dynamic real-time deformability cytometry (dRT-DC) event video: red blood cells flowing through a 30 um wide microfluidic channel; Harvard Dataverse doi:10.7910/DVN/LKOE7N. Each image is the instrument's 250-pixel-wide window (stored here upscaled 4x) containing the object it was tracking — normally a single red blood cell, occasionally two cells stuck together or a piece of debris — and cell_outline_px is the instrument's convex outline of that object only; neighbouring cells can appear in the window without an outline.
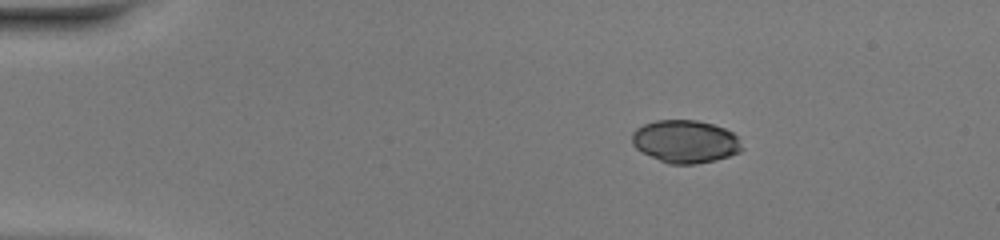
{"species": "common noctule bat (a hibernating species)", "species_latin": "Nyctalus noctula", "temperature_condition": "warm", "stored_images_in_passage": 43, "camera_frame_rate_fps": 3000, "um_per_image_px": 0.085, "animal": {"sex": "female", "body_mass_g": 20.0, "forearm_length_mm": 54.0}, "frame": {"image": 1, "passage_image": 1, "time_ms": 0.0, "image_size_px": [1000, 240], "cell_outline_px": [[744, 148], [740, 152], [716, 160], [696, 164], [668, 164], [636, 148], [632, 144], [632, 132], [636, 128], [644, 124], [656, 120], [696, 120], [712, 124], [724, 128], [732, 132], [736, 136]], "centroid_in_image_um": [58.26, 12.02], "position_along_channel_um": 26.7, "area_um2": 27.34}}
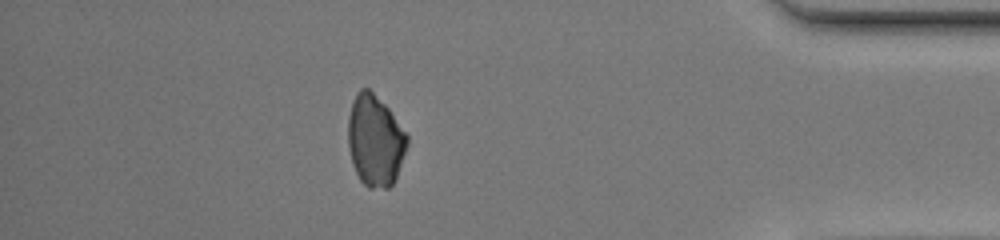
{"frame": {"image": 2, "passage_image": 37, "time_ms": 12.0, "image_size_px": [1000, 240], "cell_outline_px": [[408, 144], [396, 176], [392, 184], [388, 188], [368, 188], [360, 180], [352, 164], [348, 148], [348, 116], [352, 100], [356, 92], [360, 88], [368, 88], [388, 108], [408, 136]], "centroid_in_image_um": [31.85, 11.94], "position_along_channel_um": 403.3, "area_um2": 31.33}}